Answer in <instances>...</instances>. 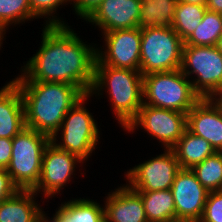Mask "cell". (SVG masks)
Returning <instances> with one entry per match:
<instances>
[{"label": "cell", "instance_id": "19", "mask_svg": "<svg viewBox=\"0 0 222 222\" xmlns=\"http://www.w3.org/2000/svg\"><path fill=\"white\" fill-rule=\"evenodd\" d=\"M171 149L182 169H192L216 152L207 140L188 130Z\"/></svg>", "mask_w": 222, "mask_h": 222}, {"label": "cell", "instance_id": "35", "mask_svg": "<svg viewBox=\"0 0 222 222\" xmlns=\"http://www.w3.org/2000/svg\"><path fill=\"white\" fill-rule=\"evenodd\" d=\"M216 48L222 53V35L219 37L216 43Z\"/></svg>", "mask_w": 222, "mask_h": 222}, {"label": "cell", "instance_id": "38", "mask_svg": "<svg viewBox=\"0 0 222 222\" xmlns=\"http://www.w3.org/2000/svg\"><path fill=\"white\" fill-rule=\"evenodd\" d=\"M174 222H192V221H174Z\"/></svg>", "mask_w": 222, "mask_h": 222}, {"label": "cell", "instance_id": "14", "mask_svg": "<svg viewBox=\"0 0 222 222\" xmlns=\"http://www.w3.org/2000/svg\"><path fill=\"white\" fill-rule=\"evenodd\" d=\"M187 130L222 152V104L217 98H201L188 111Z\"/></svg>", "mask_w": 222, "mask_h": 222}, {"label": "cell", "instance_id": "33", "mask_svg": "<svg viewBox=\"0 0 222 222\" xmlns=\"http://www.w3.org/2000/svg\"><path fill=\"white\" fill-rule=\"evenodd\" d=\"M207 10L222 14V0H207Z\"/></svg>", "mask_w": 222, "mask_h": 222}, {"label": "cell", "instance_id": "25", "mask_svg": "<svg viewBox=\"0 0 222 222\" xmlns=\"http://www.w3.org/2000/svg\"><path fill=\"white\" fill-rule=\"evenodd\" d=\"M191 170L208 192L222 191V152H215Z\"/></svg>", "mask_w": 222, "mask_h": 222}, {"label": "cell", "instance_id": "15", "mask_svg": "<svg viewBox=\"0 0 222 222\" xmlns=\"http://www.w3.org/2000/svg\"><path fill=\"white\" fill-rule=\"evenodd\" d=\"M141 0H103L85 20L102 33L138 27Z\"/></svg>", "mask_w": 222, "mask_h": 222}, {"label": "cell", "instance_id": "11", "mask_svg": "<svg viewBox=\"0 0 222 222\" xmlns=\"http://www.w3.org/2000/svg\"><path fill=\"white\" fill-rule=\"evenodd\" d=\"M84 163L78 156L59 149L50 141L44 150L40 178L33 191L37 195L43 194L44 200L61 195L60 191L70 183L76 168Z\"/></svg>", "mask_w": 222, "mask_h": 222}, {"label": "cell", "instance_id": "27", "mask_svg": "<svg viewBox=\"0 0 222 222\" xmlns=\"http://www.w3.org/2000/svg\"><path fill=\"white\" fill-rule=\"evenodd\" d=\"M32 12L35 14V18L46 19L44 22L46 26L53 25H67L64 19L57 17L58 8L63 5H71V0H29ZM61 5V6H60ZM60 6V7H59Z\"/></svg>", "mask_w": 222, "mask_h": 222}, {"label": "cell", "instance_id": "16", "mask_svg": "<svg viewBox=\"0 0 222 222\" xmlns=\"http://www.w3.org/2000/svg\"><path fill=\"white\" fill-rule=\"evenodd\" d=\"M105 222H148L141 196L127 184L104 198Z\"/></svg>", "mask_w": 222, "mask_h": 222}, {"label": "cell", "instance_id": "12", "mask_svg": "<svg viewBox=\"0 0 222 222\" xmlns=\"http://www.w3.org/2000/svg\"><path fill=\"white\" fill-rule=\"evenodd\" d=\"M101 36L105 47L97 48L95 65L140 70L141 29H118L101 33Z\"/></svg>", "mask_w": 222, "mask_h": 222}, {"label": "cell", "instance_id": "9", "mask_svg": "<svg viewBox=\"0 0 222 222\" xmlns=\"http://www.w3.org/2000/svg\"><path fill=\"white\" fill-rule=\"evenodd\" d=\"M171 149L187 130V114L143 104L135 119L124 130L133 134L139 128Z\"/></svg>", "mask_w": 222, "mask_h": 222}, {"label": "cell", "instance_id": "37", "mask_svg": "<svg viewBox=\"0 0 222 222\" xmlns=\"http://www.w3.org/2000/svg\"><path fill=\"white\" fill-rule=\"evenodd\" d=\"M217 100L222 104V93L217 97Z\"/></svg>", "mask_w": 222, "mask_h": 222}, {"label": "cell", "instance_id": "7", "mask_svg": "<svg viewBox=\"0 0 222 222\" xmlns=\"http://www.w3.org/2000/svg\"><path fill=\"white\" fill-rule=\"evenodd\" d=\"M180 69L201 98L222 93V53L216 46L184 45Z\"/></svg>", "mask_w": 222, "mask_h": 222}, {"label": "cell", "instance_id": "28", "mask_svg": "<svg viewBox=\"0 0 222 222\" xmlns=\"http://www.w3.org/2000/svg\"><path fill=\"white\" fill-rule=\"evenodd\" d=\"M199 222H222V191L209 192Z\"/></svg>", "mask_w": 222, "mask_h": 222}, {"label": "cell", "instance_id": "36", "mask_svg": "<svg viewBox=\"0 0 222 222\" xmlns=\"http://www.w3.org/2000/svg\"><path fill=\"white\" fill-rule=\"evenodd\" d=\"M6 32L2 28H0V45H3V40H5Z\"/></svg>", "mask_w": 222, "mask_h": 222}, {"label": "cell", "instance_id": "10", "mask_svg": "<svg viewBox=\"0 0 222 222\" xmlns=\"http://www.w3.org/2000/svg\"><path fill=\"white\" fill-rule=\"evenodd\" d=\"M180 169L173 150L164 149L163 154L127 170L124 177L126 184L134 191L168 190Z\"/></svg>", "mask_w": 222, "mask_h": 222}, {"label": "cell", "instance_id": "29", "mask_svg": "<svg viewBox=\"0 0 222 222\" xmlns=\"http://www.w3.org/2000/svg\"><path fill=\"white\" fill-rule=\"evenodd\" d=\"M103 0H71L72 9L82 20H86ZM73 2V3H72Z\"/></svg>", "mask_w": 222, "mask_h": 222}, {"label": "cell", "instance_id": "31", "mask_svg": "<svg viewBox=\"0 0 222 222\" xmlns=\"http://www.w3.org/2000/svg\"><path fill=\"white\" fill-rule=\"evenodd\" d=\"M12 155V139L0 138V169H6Z\"/></svg>", "mask_w": 222, "mask_h": 222}, {"label": "cell", "instance_id": "3", "mask_svg": "<svg viewBox=\"0 0 222 222\" xmlns=\"http://www.w3.org/2000/svg\"><path fill=\"white\" fill-rule=\"evenodd\" d=\"M104 91L109 97L112 114L125 130L143 105V75L140 70L95 65L89 95L102 98Z\"/></svg>", "mask_w": 222, "mask_h": 222}, {"label": "cell", "instance_id": "1", "mask_svg": "<svg viewBox=\"0 0 222 222\" xmlns=\"http://www.w3.org/2000/svg\"><path fill=\"white\" fill-rule=\"evenodd\" d=\"M69 25H44L39 50L13 81L61 82L89 94L94 80L97 46L88 45ZM87 43V44H86ZM94 44V45H93Z\"/></svg>", "mask_w": 222, "mask_h": 222}, {"label": "cell", "instance_id": "8", "mask_svg": "<svg viewBox=\"0 0 222 222\" xmlns=\"http://www.w3.org/2000/svg\"><path fill=\"white\" fill-rule=\"evenodd\" d=\"M183 46L184 41L172 27L141 29V74L180 69Z\"/></svg>", "mask_w": 222, "mask_h": 222}, {"label": "cell", "instance_id": "20", "mask_svg": "<svg viewBox=\"0 0 222 222\" xmlns=\"http://www.w3.org/2000/svg\"><path fill=\"white\" fill-rule=\"evenodd\" d=\"M142 199L148 222H174L176 211L171 189L136 191Z\"/></svg>", "mask_w": 222, "mask_h": 222}, {"label": "cell", "instance_id": "6", "mask_svg": "<svg viewBox=\"0 0 222 222\" xmlns=\"http://www.w3.org/2000/svg\"><path fill=\"white\" fill-rule=\"evenodd\" d=\"M51 138L24 128L12 139V155L6 170L20 190H33L39 181L42 157Z\"/></svg>", "mask_w": 222, "mask_h": 222}, {"label": "cell", "instance_id": "5", "mask_svg": "<svg viewBox=\"0 0 222 222\" xmlns=\"http://www.w3.org/2000/svg\"><path fill=\"white\" fill-rule=\"evenodd\" d=\"M89 98L91 96L85 94L74 104L66 113L57 133L51 138V142L59 149L78 156L84 162L95 152L100 139L98 124L85 106ZM58 138L61 140L58 141Z\"/></svg>", "mask_w": 222, "mask_h": 222}, {"label": "cell", "instance_id": "34", "mask_svg": "<svg viewBox=\"0 0 222 222\" xmlns=\"http://www.w3.org/2000/svg\"><path fill=\"white\" fill-rule=\"evenodd\" d=\"M179 2H186L196 5H206L207 0H178Z\"/></svg>", "mask_w": 222, "mask_h": 222}, {"label": "cell", "instance_id": "2", "mask_svg": "<svg viewBox=\"0 0 222 222\" xmlns=\"http://www.w3.org/2000/svg\"><path fill=\"white\" fill-rule=\"evenodd\" d=\"M14 82L23 97L26 127L50 138L66 113L85 95L77 86L61 82Z\"/></svg>", "mask_w": 222, "mask_h": 222}, {"label": "cell", "instance_id": "17", "mask_svg": "<svg viewBox=\"0 0 222 222\" xmlns=\"http://www.w3.org/2000/svg\"><path fill=\"white\" fill-rule=\"evenodd\" d=\"M25 125L23 97L11 80L0 88V138L13 139Z\"/></svg>", "mask_w": 222, "mask_h": 222}, {"label": "cell", "instance_id": "18", "mask_svg": "<svg viewBox=\"0 0 222 222\" xmlns=\"http://www.w3.org/2000/svg\"><path fill=\"white\" fill-rule=\"evenodd\" d=\"M33 190H18L0 203V222H35L43 209Z\"/></svg>", "mask_w": 222, "mask_h": 222}, {"label": "cell", "instance_id": "26", "mask_svg": "<svg viewBox=\"0 0 222 222\" xmlns=\"http://www.w3.org/2000/svg\"><path fill=\"white\" fill-rule=\"evenodd\" d=\"M35 14L32 12L29 0H0V28L7 32L10 26L33 21Z\"/></svg>", "mask_w": 222, "mask_h": 222}, {"label": "cell", "instance_id": "23", "mask_svg": "<svg viewBox=\"0 0 222 222\" xmlns=\"http://www.w3.org/2000/svg\"><path fill=\"white\" fill-rule=\"evenodd\" d=\"M206 10V5L178 1L171 27L185 42L202 21Z\"/></svg>", "mask_w": 222, "mask_h": 222}, {"label": "cell", "instance_id": "32", "mask_svg": "<svg viewBox=\"0 0 222 222\" xmlns=\"http://www.w3.org/2000/svg\"><path fill=\"white\" fill-rule=\"evenodd\" d=\"M56 209L53 216L50 218L47 216V213L43 209L39 212L35 222H61V206Z\"/></svg>", "mask_w": 222, "mask_h": 222}, {"label": "cell", "instance_id": "21", "mask_svg": "<svg viewBox=\"0 0 222 222\" xmlns=\"http://www.w3.org/2000/svg\"><path fill=\"white\" fill-rule=\"evenodd\" d=\"M178 0H141L138 28L171 27Z\"/></svg>", "mask_w": 222, "mask_h": 222}, {"label": "cell", "instance_id": "4", "mask_svg": "<svg viewBox=\"0 0 222 222\" xmlns=\"http://www.w3.org/2000/svg\"><path fill=\"white\" fill-rule=\"evenodd\" d=\"M200 99L181 69L143 75V104L187 114Z\"/></svg>", "mask_w": 222, "mask_h": 222}, {"label": "cell", "instance_id": "22", "mask_svg": "<svg viewBox=\"0 0 222 222\" xmlns=\"http://www.w3.org/2000/svg\"><path fill=\"white\" fill-rule=\"evenodd\" d=\"M61 222H105L104 206L89 198H72L61 203Z\"/></svg>", "mask_w": 222, "mask_h": 222}, {"label": "cell", "instance_id": "30", "mask_svg": "<svg viewBox=\"0 0 222 222\" xmlns=\"http://www.w3.org/2000/svg\"><path fill=\"white\" fill-rule=\"evenodd\" d=\"M18 190L7 170L0 169V203L13 196Z\"/></svg>", "mask_w": 222, "mask_h": 222}, {"label": "cell", "instance_id": "13", "mask_svg": "<svg viewBox=\"0 0 222 222\" xmlns=\"http://www.w3.org/2000/svg\"><path fill=\"white\" fill-rule=\"evenodd\" d=\"M176 211V221L199 222L209 192L197 180L191 169H180L171 186Z\"/></svg>", "mask_w": 222, "mask_h": 222}, {"label": "cell", "instance_id": "24", "mask_svg": "<svg viewBox=\"0 0 222 222\" xmlns=\"http://www.w3.org/2000/svg\"><path fill=\"white\" fill-rule=\"evenodd\" d=\"M222 35V14L206 10L202 21L184 45L215 46Z\"/></svg>", "mask_w": 222, "mask_h": 222}]
</instances>
